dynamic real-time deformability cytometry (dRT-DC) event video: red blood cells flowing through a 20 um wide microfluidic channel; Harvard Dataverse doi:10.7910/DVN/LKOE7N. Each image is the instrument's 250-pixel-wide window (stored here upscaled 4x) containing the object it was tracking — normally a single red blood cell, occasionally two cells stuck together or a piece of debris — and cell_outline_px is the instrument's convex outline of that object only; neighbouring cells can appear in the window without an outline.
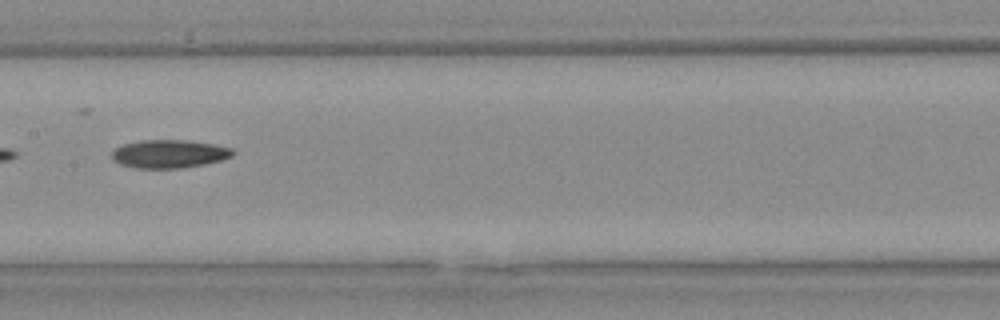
{"species": "Egyptian fruit bat (a non-hibernating species)", "species_latin": "Rousettus aegyptiacus", "temperature_condition": "warm", "stored_images_in_passage": 9, "camera_frame_rate_fps": 3000, "um_per_image_px": 0.085, "animal": {"sex": "female"}, "frame": {"image": 1, "passage_image": 6, "time_ms": 1.667, "image_size_px": [1000, 320], "cell_outline_px": [[236, 152], [232, 156], [220, 160], [204, 164], [180, 168], [136, 168], [120, 164], [112, 160], [112, 152], [116, 148], [124, 144], [140, 140], [188, 140], [212, 144], [232, 148]], "centroid_in_image_um": [14.38, 13.07], "position_along_channel_um": 193.0, "area_um2": 19.83}}